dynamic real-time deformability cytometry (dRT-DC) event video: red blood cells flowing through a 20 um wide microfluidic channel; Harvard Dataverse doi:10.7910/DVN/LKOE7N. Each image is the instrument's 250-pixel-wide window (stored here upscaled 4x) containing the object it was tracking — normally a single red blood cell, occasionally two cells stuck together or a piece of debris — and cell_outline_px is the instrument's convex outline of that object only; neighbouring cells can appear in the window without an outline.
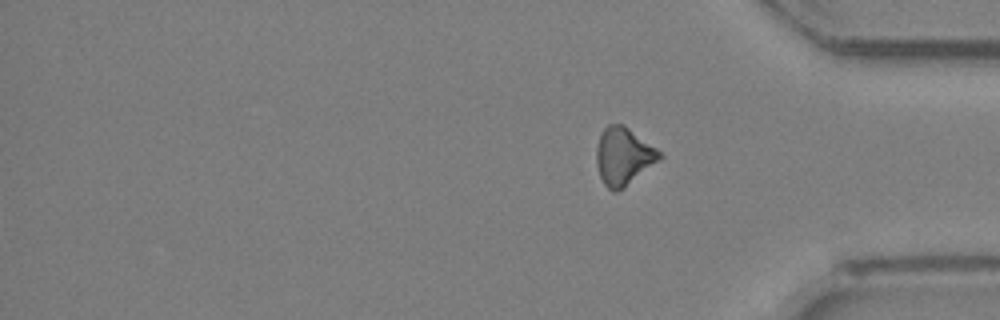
{"species": "Egyptian fruit bat (a non-hibernating species)", "species_latin": "Rousettus aegyptiacus", "temperature_condition": "room temperature", "stored_images_in_passage": 29, "segment_of_instrument_passage": [2, 2], "camera_frame_rate_fps": 3000, "um_per_image_px": 0.085, "animal": {"sex": "female"}, "frame": {"image": 1, "passage_image": 29, "time_ms": 9.333, "image_size_px": [1000, 320], "cell_outline_px": [[664, 156], [660, 160], [624, 188], [616, 192], [612, 192], [604, 184], [600, 176], [596, 164], [596, 148], [600, 132], [608, 124], [624, 124], [656, 148]], "centroid_in_image_um": [52.98, 13.28], "position_along_channel_um": 382.2, "area_um2": 21.33}}